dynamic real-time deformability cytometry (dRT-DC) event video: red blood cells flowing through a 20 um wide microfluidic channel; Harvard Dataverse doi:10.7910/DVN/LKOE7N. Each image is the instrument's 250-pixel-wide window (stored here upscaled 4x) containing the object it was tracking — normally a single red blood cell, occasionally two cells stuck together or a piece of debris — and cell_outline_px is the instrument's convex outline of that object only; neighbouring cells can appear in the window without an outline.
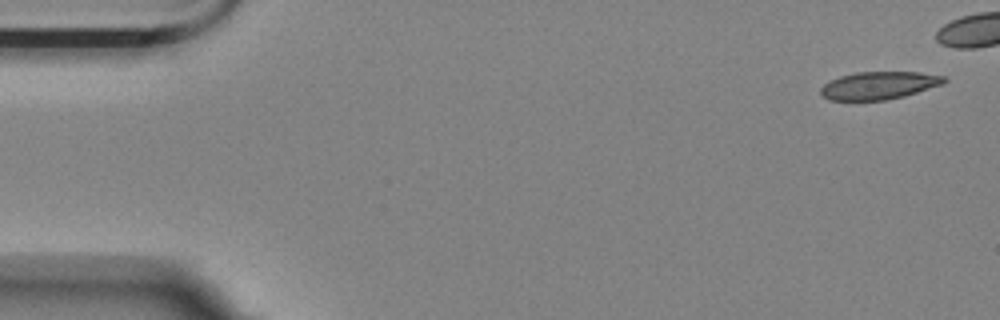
{"species": "Egyptian fruit bat (a non-hibernating species)", "species_latin": "Rousettus aegyptiacus", "temperature_condition": "room temperature", "stored_images_in_passage": 3, "camera_frame_rate_fps": 3000, "um_per_image_px": 0.085, "animal": {"sex": "female"}, "frame": {"image": 1, "passage_image": 1, "time_ms": 0.0, "image_size_px": [1000, 320], "cell_outline_px": [[948, 80], [944, 84], [904, 96], [884, 100], [828, 100], [820, 92], [820, 88], [828, 80], [840, 76], [856, 72], [920, 72], [944, 76]], "centroid_in_image_um": [74.71, 7.26], "position_along_channel_um": 10.3, "area_um2": 20.0}}